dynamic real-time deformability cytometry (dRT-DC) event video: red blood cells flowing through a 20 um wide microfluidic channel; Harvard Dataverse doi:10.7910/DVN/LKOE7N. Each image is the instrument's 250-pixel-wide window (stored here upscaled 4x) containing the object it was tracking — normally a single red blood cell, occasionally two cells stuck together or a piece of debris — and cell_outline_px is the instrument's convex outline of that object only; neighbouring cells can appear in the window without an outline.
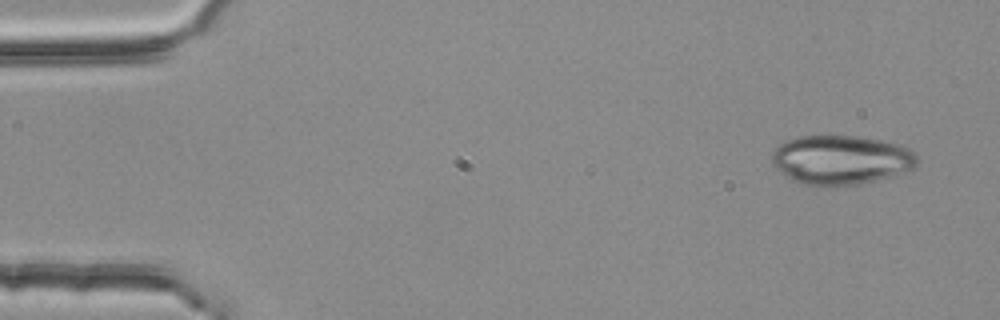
{"species": "common noctule bat (a hibernating species)", "species_latin": "Nyctalus noctula", "temperature_condition": "room temperature", "stored_images_in_passage": 3, "camera_frame_rate_fps": 3000, "um_per_image_px": 0.085, "animal": {"sex": "female", "body_mass_g": 25.1}, "frame": {"image": 1, "passage_image": 1, "time_ms": 0.0, "image_size_px": [1000, 320], "cell_outline_px": [[916, 168], [892, 176], [876, 180], [856, 184], [804, 184], [792, 180], [776, 168], [772, 164], [772, 152], [784, 140], [796, 136], [856, 136], [880, 140], [900, 144], [916, 152]], "centroid_in_image_um": [71.49, 13.56], "position_along_channel_um": 13.5, "area_um2": 41.38}}